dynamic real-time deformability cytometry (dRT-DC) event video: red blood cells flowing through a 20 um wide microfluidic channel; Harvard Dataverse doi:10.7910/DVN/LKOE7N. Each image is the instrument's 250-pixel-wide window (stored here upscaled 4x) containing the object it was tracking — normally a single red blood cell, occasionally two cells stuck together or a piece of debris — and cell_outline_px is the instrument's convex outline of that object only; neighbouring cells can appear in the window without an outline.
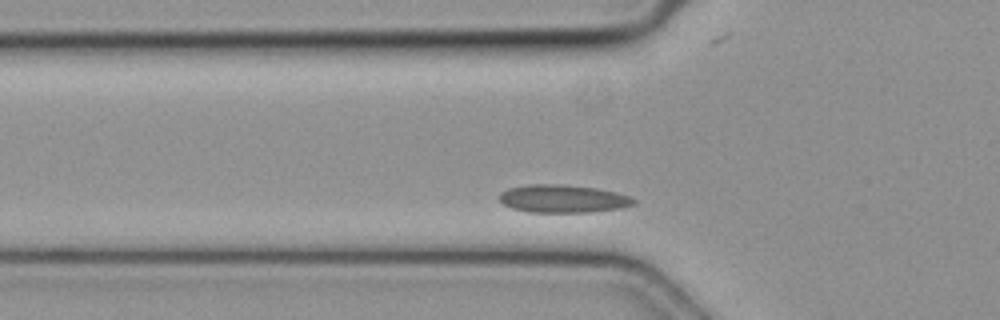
{"species": "common noctule bat (a hibernating species)", "species_latin": "Nyctalus noctula", "temperature_condition": "cold", "stored_images_in_passage": 32, "camera_frame_rate_fps": 3000, "um_per_image_px": 0.085, "animal": {"sex": "female", "body_mass_g": 19.3, "forearm_length_mm": 54.1}, "frame": {"image": 1, "passage_image": 7, "time_ms": 2.0, "image_size_px": [1000, 320], "cell_outline_px": [[636, 204], [620, 208], [592, 212], [528, 212], [512, 208], [504, 204], [500, 200], [500, 192], [508, 188], [528, 184], [564, 184], [596, 188], [616, 192], [628, 196], [636, 200]], "centroid_in_image_um": [47.85, 16.88], "position_along_channel_um": 78.0, "area_um2": 21.91}}
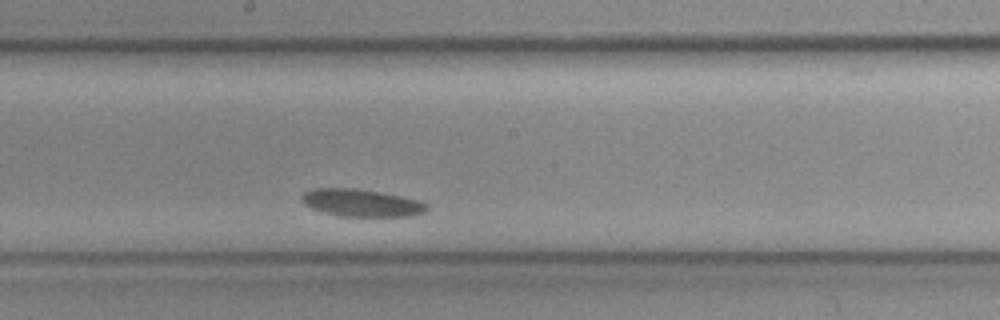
{"frame": {"image": 2, "passage_image": 18, "time_ms": 5.667, "image_size_px": [1000, 320], "cell_outline_px": [[428, 208], [424, 212], [412, 216], [344, 216], [324, 212], [312, 208], [304, 204], [300, 200], [300, 196], [304, 192], [316, 188], [352, 188], [380, 192], [420, 200], [428, 204]], "centroid_in_image_um": [30.72, 17.24], "position_along_channel_um": 217.5, "area_um2": 19.88}}
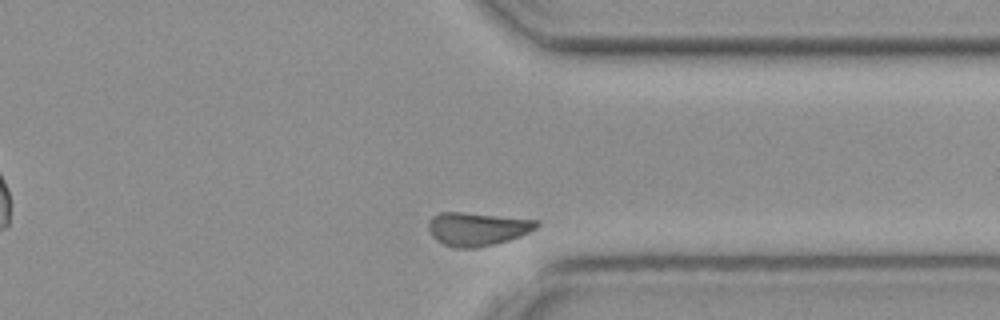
{"frame": {"image": 3, "passage_image": 30, "time_ms": 9.667, "image_size_px": [1000, 320], "cell_outline_px": [[540, 224], [536, 228], [520, 236], [496, 244], [476, 248], [452, 248], [436, 240], [432, 236], [428, 228], [428, 224], [432, 216], [440, 212], [460, 212], [540, 220]], "centroid_in_image_um": [40.56, 19.46], "position_along_channel_um": 370.8, "area_um2": 21.1}}